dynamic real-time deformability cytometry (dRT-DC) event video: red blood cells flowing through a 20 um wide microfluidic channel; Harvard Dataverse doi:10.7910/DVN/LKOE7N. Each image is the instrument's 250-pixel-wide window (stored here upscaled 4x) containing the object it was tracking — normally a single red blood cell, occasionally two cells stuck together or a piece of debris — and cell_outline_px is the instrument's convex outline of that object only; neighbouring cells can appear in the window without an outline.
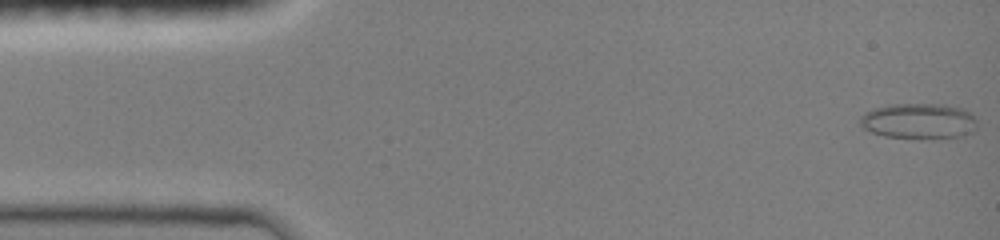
{"species": "common noctule bat (a hibernating species)", "species_latin": "Nyctalus noctula", "temperature_condition": "room temperature", "stored_images_in_passage": 15, "camera_frame_rate_fps": 3000, "um_per_image_px": 0.085, "animal": {"sex": "female", "body_mass_g": 19.0, "forearm_length_mm": 51.5}, "frame": {"image": 1, "passage_image": 1, "time_ms": 0.0, "image_size_px": [1000, 240], "cell_outline_px": [[976, 128], [972, 132], [964, 136], [940, 140], [920, 140], [884, 136], [872, 132], [864, 128], [860, 124], [860, 116], [864, 112], [872, 108], [892, 104], [944, 104], [960, 108], [968, 112], [976, 120]], "centroid_in_image_um": [78.1, 10.33], "position_along_channel_um": 6.9, "area_um2": 24.97}}
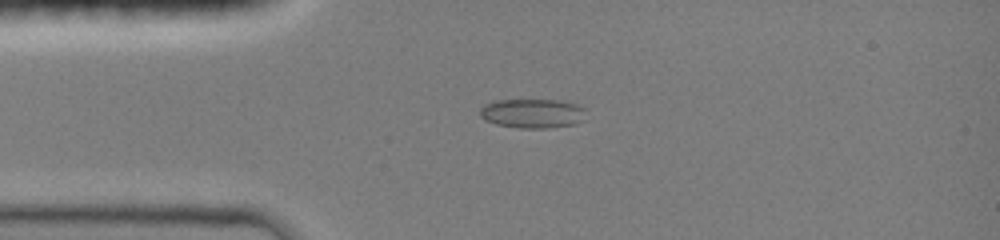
{"frame": {"image": 2, "passage_image": 11, "time_ms": 3.333, "image_size_px": [1000, 240], "cell_outline_px": [[584, 120], [572, 124], [548, 128], [520, 128], [496, 124], [484, 120], [480, 116], [480, 108], [484, 104], [496, 100], [560, 100], [576, 104], [584, 108]], "centroid_in_image_um": [45.23, 9.63], "position_along_channel_um": 39.8, "area_um2": 18.09}}